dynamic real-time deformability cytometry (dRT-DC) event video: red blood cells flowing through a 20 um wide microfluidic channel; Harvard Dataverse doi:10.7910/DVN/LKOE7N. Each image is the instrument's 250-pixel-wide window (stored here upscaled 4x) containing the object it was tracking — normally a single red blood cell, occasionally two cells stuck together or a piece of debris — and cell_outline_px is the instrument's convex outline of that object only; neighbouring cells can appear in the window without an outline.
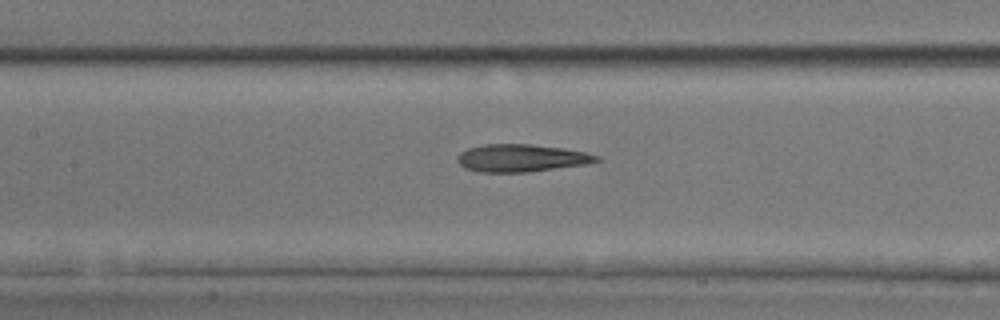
{"species": "common noctule bat (a hibernating species)", "species_latin": "Nyctalus noctula", "temperature_condition": "room temperature", "stored_images_in_passage": 6, "camera_frame_rate_fps": 3000, "um_per_image_px": 0.085, "animal": {"sex": "male", "body_mass_g": 17.9, "forearm_length_mm": 54.2}, "frame": {"image": 1, "passage_image": 6, "time_ms": 1.667, "image_size_px": [1000, 320], "cell_outline_px": [[600, 160], [584, 164], [528, 172], [476, 172], [464, 168], [456, 160], [456, 156], [460, 152], [468, 148], [484, 144], [532, 144], [564, 148], [584, 152], [600, 156]], "centroid_in_image_um": [44.25, 13.43], "position_along_channel_um": 163.1, "area_um2": 22.37}}